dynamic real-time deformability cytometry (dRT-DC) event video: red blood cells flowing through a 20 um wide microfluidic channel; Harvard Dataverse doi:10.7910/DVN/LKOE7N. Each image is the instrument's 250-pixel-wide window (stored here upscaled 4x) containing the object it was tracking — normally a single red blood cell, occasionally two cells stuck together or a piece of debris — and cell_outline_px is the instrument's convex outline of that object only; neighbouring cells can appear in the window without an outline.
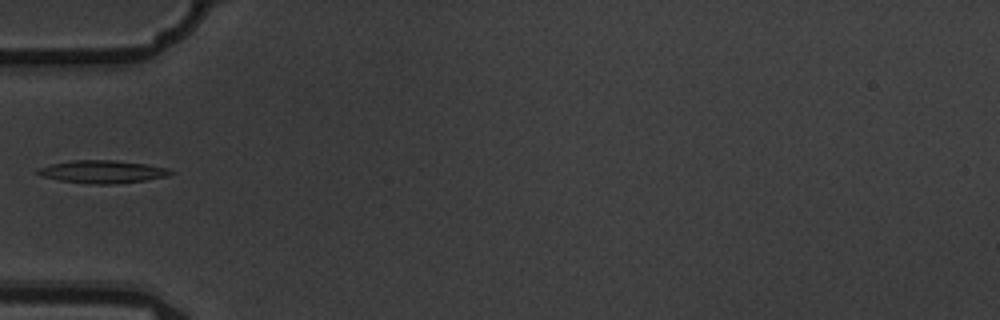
{"species": "common noctule bat (a hibernating species)", "species_latin": "Nyctalus noctula", "temperature_condition": "warm", "stored_images_in_passage": 5, "camera_frame_rate_fps": 3000, "um_per_image_px": 0.085, "animal": {"sex": "male", "body_mass_g": 19.5, "forearm_length_mm": 54.6}, "frame": {"image": 1, "passage_image": 5, "time_ms": 1.333, "image_size_px": [1000, 320], "cell_outline_px": [[176, 172], [168, 176], [144, 180], [116, 184], [92, 184], [60, 180], [40, 176], [36, 172], [36, 168], [52, 164], [72, 160], [116, 160], [148, 164], [168, 168]], "centroid_in_image_um": [8.73, 14.59], "position_along_channel_um": 76.3, "area_um2": 17.74}}